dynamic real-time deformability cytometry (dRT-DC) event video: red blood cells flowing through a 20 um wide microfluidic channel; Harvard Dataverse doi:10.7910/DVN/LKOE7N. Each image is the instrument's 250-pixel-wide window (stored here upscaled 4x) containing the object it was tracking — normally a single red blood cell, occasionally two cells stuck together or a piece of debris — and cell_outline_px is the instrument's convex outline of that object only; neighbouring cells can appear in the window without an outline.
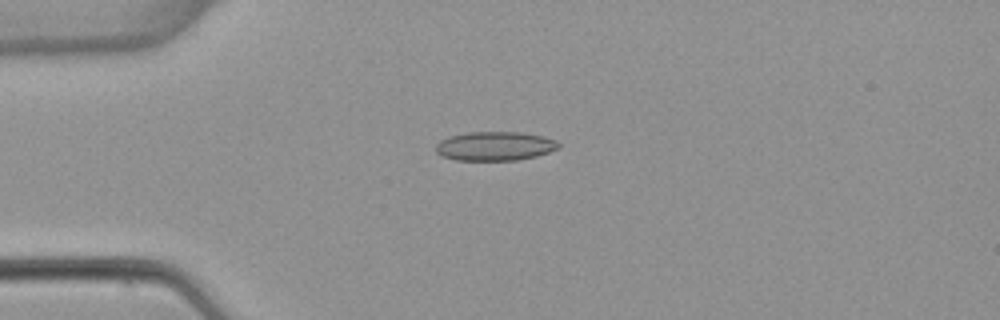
{"species": "common noctule bat (a hibernating species)", "species_latin": "Nyctalus noctula", "temperature_condition": "warm", "stored_images_in_passage": 5, "camera_frame_rate_fps": 3000, "um_per_image_px": 0.085, "animal": {"sex": "female", "body_mass_g": 22.7, "forearm_length_mm": 54.2}, "frame": {"image": 1, "passage_image": 3, "time_ms": 3.667, "image_size_px": [1000, 320], "cell_outline_px": [[560, 148], [536, 156], [516, 160], [456, 160], [444, 156], [436, 152], [436, 144], [440, 140], [448, 136], [468, 132], [520, 132], [544, 136], [556, 140], [560, 144]], "centroid_in_image_um": [42.08, 12.41], "position_along_channel_um": 42.9, "area_um2": 20.81}}
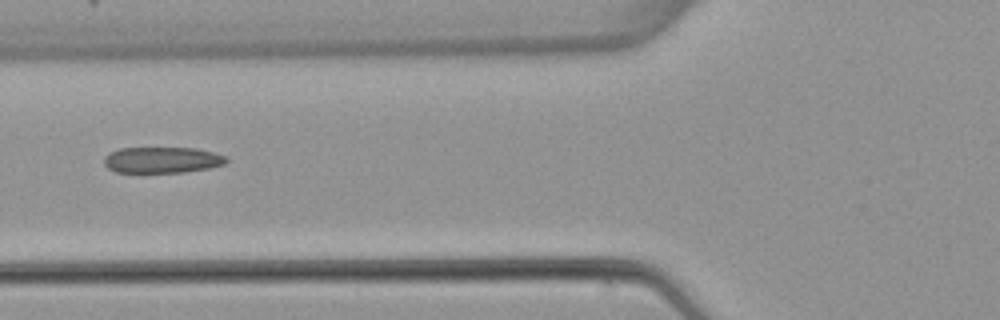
{"frame": {"image": 2, "passage_image": 5, "time_ms": 6.0, "image_size_px": [1000, 320], "cell_outline_px": [[228, 160], [224, 164], [208, 168], [184, 172], [116, 172], [108, 168], [104, 164], [104, 156], [108, 152], [120, 148], [196, 148], [228, 156]], "centroid_in_image_um": [13.77, 13.59], "position_along_channel_um": 112.0, "area_um2": 18.61}}